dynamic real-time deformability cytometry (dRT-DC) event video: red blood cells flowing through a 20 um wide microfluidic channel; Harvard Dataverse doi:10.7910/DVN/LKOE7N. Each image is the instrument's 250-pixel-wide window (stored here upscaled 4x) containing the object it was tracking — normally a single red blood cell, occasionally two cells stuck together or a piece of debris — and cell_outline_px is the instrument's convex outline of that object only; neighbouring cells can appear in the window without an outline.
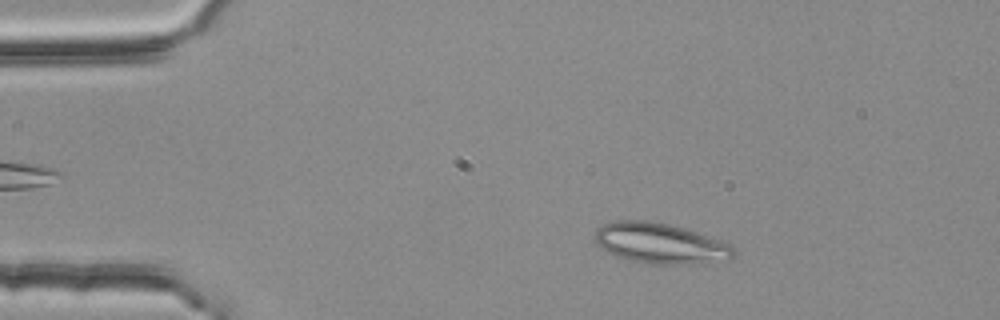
{"species": "common noctule bat (a hibernating species)", "species_latin": "Nyctalus noctula", "temperature_condition": "room temperature", "stored_images_in_passage": 52, "camera_frame_rate_fps": 3000, "um_per_image_px": 0.085, "animal": {"sex": "female", "body_mass_g": 25.1}, "frame": {"image": 1, "passage_image": 9, "time_ms": 2.667, "image_size_px": [1000, 320], "cell_outline_px": [[736, 252], [732, 260], [692, 264], [644, 264], [616, 256], [600, 248], [596, 244], [596, 228], [604, 224], [616, 220], [648, 220], [672, 224], [732, 244], [736, 248]], "centroid_in_image_um": [56.16, 20.69], "position_along_channel_um": 28.8, "area_um2": 33.29}}
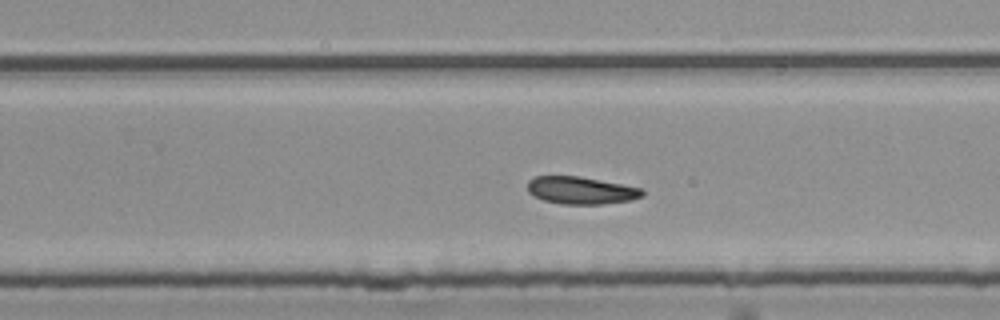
{"frame": {"image": 2, "passage_image": 34, "time_ms": 11.0, "image_size_px": [1000, 320], "cell_outline_px": [[644, 196], [632, 200], [604, 204], [560, 204], [544, 200], [532, 196], [528, 192], [528, 180], [532, 176], [580, 176], [644, 188]], "centroid_in_image_um": [49.4, 16.18], "position_along_channel_um": 280.4, "area_um2": 18.67}}
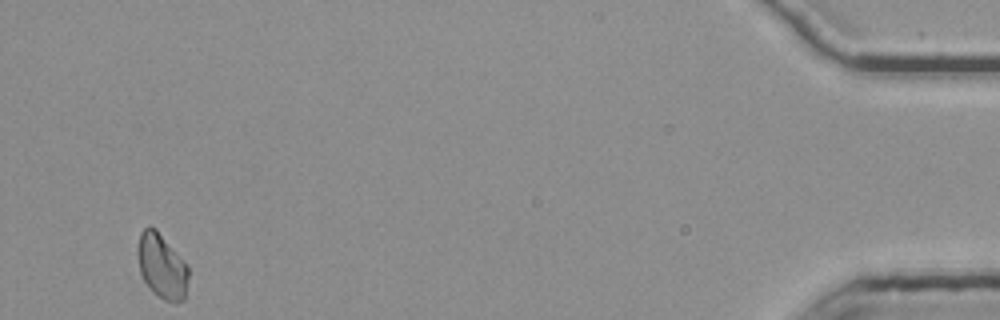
{"frame": {"image": 3, "passage_image": 52, "time_ms": 17.0, "image_size_px": [1000, 320], "cell_outline_px": [[188, 276], [184, 300], [176, 304], [164, 300], [152, 292], [144, 280], [140, 272], [136, 256], [136, 248], [140, 232], [148, 224], [156, 228], [184, 260], [188, 268]], "centroid_in_image_um": [13.72, 22.6], "position_along_channel_um": 421.5, "area_um2": 19.59}, "authors_computed_cell_mechanics": {"area_um2": 19.4497, "velocity_mm_per_s": 3.7492, "shape_relaxation_time_tau1_ms": null, "shape_relaxation_time_tau2_ms": 6.5243, "deformation_change_tau1": null, "deformation_change_tau2": 0.1266}}